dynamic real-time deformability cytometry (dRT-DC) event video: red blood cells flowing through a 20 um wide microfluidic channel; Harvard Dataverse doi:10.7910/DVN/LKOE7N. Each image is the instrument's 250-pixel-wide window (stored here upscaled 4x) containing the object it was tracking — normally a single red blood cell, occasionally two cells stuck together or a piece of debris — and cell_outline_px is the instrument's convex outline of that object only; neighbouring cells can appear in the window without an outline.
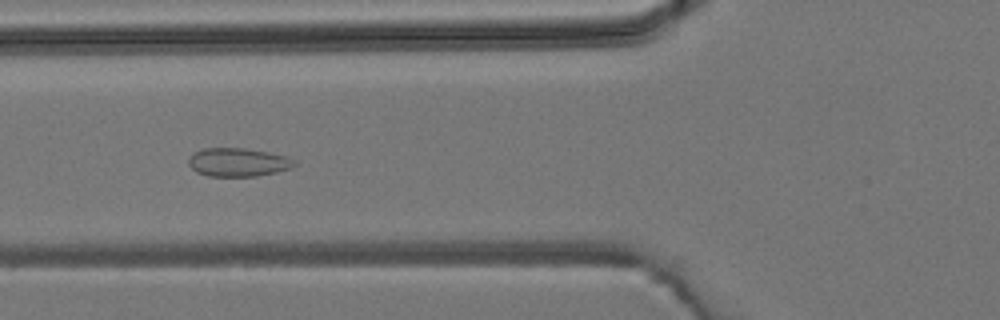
{"species": "common noctule bat (a hibernating species)", "species_latin": "Nyctalus noctula", "temperature_condition": "room temperature", "stored_images_in_passage": 6, "camera_frame_rate_fps": 3000, "um_per_image_px": 0.085, "animal": {"sex": "male", "body_mass_g": 19.2, "forearm_length_mm": 51.8}, "frame": {"image": 1, "passage_image": 5, "time_ms": 4.667, "image_size_px": [1000, 320], "cell_outline_px": [[296, 164], [292, 168], [276, 172], [256, 176], [208, 176], [196, 172], [188, 164], [188, 160], [192, 152], [204, 148], [244, 148], [268, 152], [288, 156], [296, 160]], "centroid_in_image_um": [20.24, 13.78], "position_along_channel_um": 105.6, "area_um2": 17.74}}
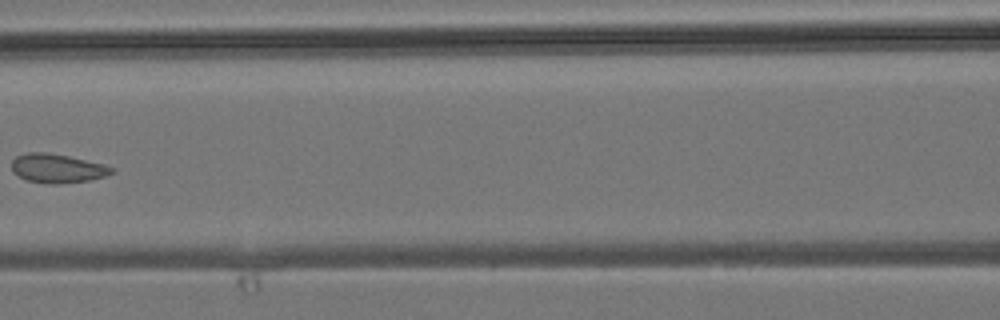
{"frame": {"image": 2, "passage_image": 6, "time_ms": 6.0, "image_size_px": [1000, 320], "cell_outline_px": [[116, 172], [104, 176], [88, 180], [56, 184], [28, 180], [12, 172], [12, 160], [16, 156], [28, 152], [48, 152], [68, 156], [104, 164], [116, 168]], "centroid_in_image_um": [4.89, 14.29], "position_along_channel_um": 161.7, "area_um2": 16.76}}